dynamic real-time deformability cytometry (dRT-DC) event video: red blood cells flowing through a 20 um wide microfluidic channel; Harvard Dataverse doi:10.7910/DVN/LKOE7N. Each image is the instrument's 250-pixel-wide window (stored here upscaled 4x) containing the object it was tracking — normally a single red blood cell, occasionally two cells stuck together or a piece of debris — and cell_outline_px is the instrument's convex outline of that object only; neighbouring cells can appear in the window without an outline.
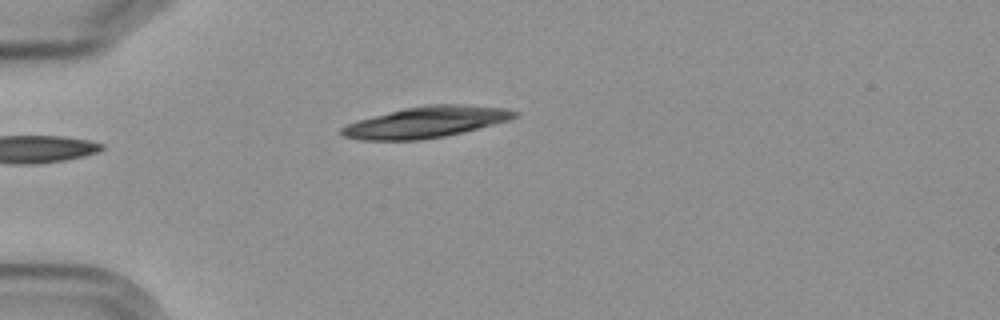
{"species": "Egyptian fruit bat (a non-hibernating species)", "species_latin": "Rousettus aegyptiacus", "temperature_condition": "cold", "stored_images_in_passage": 5, "camera_frame_rate_fps": 3000, "um_per_image_px": 0.085, "frame": {"image": 1, "passage_image": 5, "time_ms": 4.667, "image_size_px": [1000, 320], "cell_outline_px": [[520, 116], [508, 120], [444, 136], [420, 140], [360, 140], [344, 136], [340, 132], [340, 128], [356, 120], [404, 108], [428, 104], [464, 104], [508, 108], [520, 112]], "centroid_in_image_um": [36.22, 10.36], "position_along_channel_um": 48.8, "area_um2": 31.33}}